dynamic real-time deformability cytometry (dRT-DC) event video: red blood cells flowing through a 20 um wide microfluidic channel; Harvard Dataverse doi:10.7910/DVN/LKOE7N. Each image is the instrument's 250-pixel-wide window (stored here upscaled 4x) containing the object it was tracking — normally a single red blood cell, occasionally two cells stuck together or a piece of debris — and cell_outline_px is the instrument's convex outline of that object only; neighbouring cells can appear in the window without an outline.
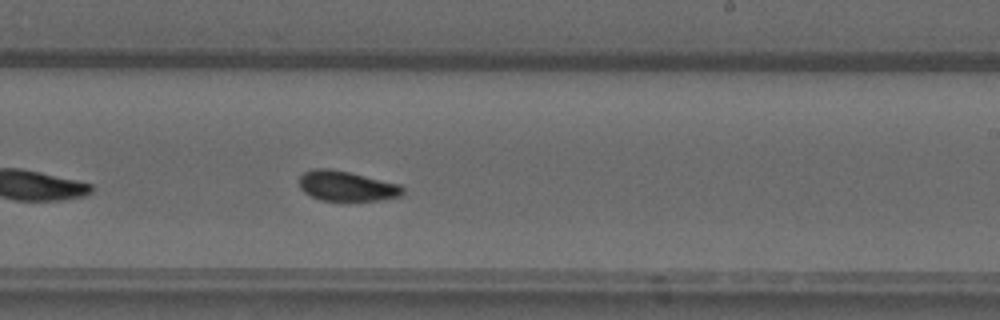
{"species": "common noctule bat (a hibernating species)", "species_latin": "Nyctalus noctula", "temperature_condition": "warm", "stored_images_in_passage": 29, "camera_frame_rate_fps": 3000, "um_per_image_px": 0.085, "animal": {"sex": "male", "forearm_length_mm": 52.5}, "frame": {"image": 1, "passage_image": 17, "time_ms": 5.333, "image_size_px": [1000, 320], "cell_outline_px": [[404, 192], [400, 196], [380, 200], [320, 200], [304, 192], [300, 188], [300, 176], [304, 172], [312, 168], [328, 168], [348, 172], [400, 184], [404, 188]], "centroid_in_image_um": [29.46, 15.81], "position_along_channel_um": 259.5, "area_um2": 17.98}}
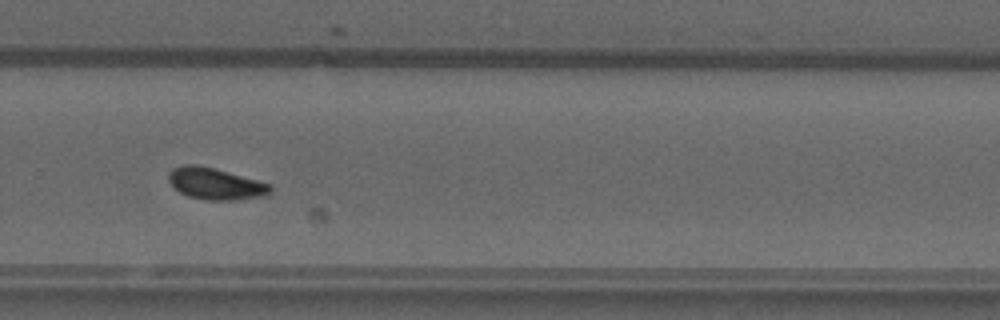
{"frame": {"image": 2, "passage_image": 21, "time_ms": 6.667, "image_size_px": [1000, 320], "cell_outline_px": [[272, 192], [260, 196], [232, 200], [204, 200], [188, 196], [180, 192], [168, 180], [168, 172], [172, 168], [184, 164], [196, 164], [212, 168], [272, 184]], "centroid_in_image_um": [18.28, 15.61], "position_along_channel_um": 311.5, "area_um2": 18.55}, "authors_computed_cell_mechanics": {"area_um2": 18.0914, "velocity_mm_per_s": 3.9049, "shape_relaxation_time_tau1_ms": 6.4457, "shape_relaxation_time_tau2_ms": 3.2487, "deformation_change_tau1": 0.1522, "deformation_change_tau2": 0.0838}}